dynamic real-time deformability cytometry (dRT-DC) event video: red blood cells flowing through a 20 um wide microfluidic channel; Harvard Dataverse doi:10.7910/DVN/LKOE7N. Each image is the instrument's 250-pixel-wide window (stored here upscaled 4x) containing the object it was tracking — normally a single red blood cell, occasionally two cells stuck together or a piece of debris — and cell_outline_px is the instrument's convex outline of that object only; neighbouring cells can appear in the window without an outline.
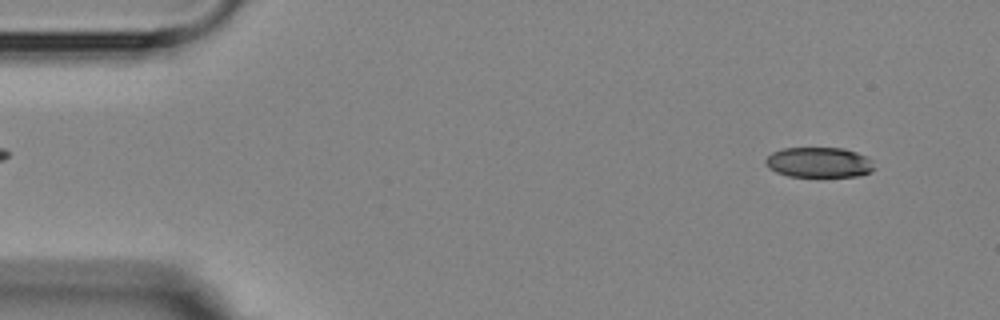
{"species": "Egyptian fruit bat (a non-hibernating species)", "species_latin": "Rousettus aegyptiacus", "temperature_condition": "room temperature", "stored_images_in_passage": 5, "segment_of_instrument_passage": [2, 2], "camera_frame_rate_fps": 3000, "um_per_image_px": 0.085, "animal": {"sex": "female"}, "frame": {"image": 1, "passage_image": 5, "time_ms": 6.333, "image_size_px": [1000, 320], "cell_outline_px": [[876, 168], [872, 172], [860, 176], [788, 176], [776, 172], [768, 168], [764, 164], [764, 160], [772, 152], [784, 148], [844, 148], [856, 152], [872, 160]], "centroid_in_image_um": [69.62, 13.8], "position_along_channel_um": 15.4, "area_um2": 19.31}}